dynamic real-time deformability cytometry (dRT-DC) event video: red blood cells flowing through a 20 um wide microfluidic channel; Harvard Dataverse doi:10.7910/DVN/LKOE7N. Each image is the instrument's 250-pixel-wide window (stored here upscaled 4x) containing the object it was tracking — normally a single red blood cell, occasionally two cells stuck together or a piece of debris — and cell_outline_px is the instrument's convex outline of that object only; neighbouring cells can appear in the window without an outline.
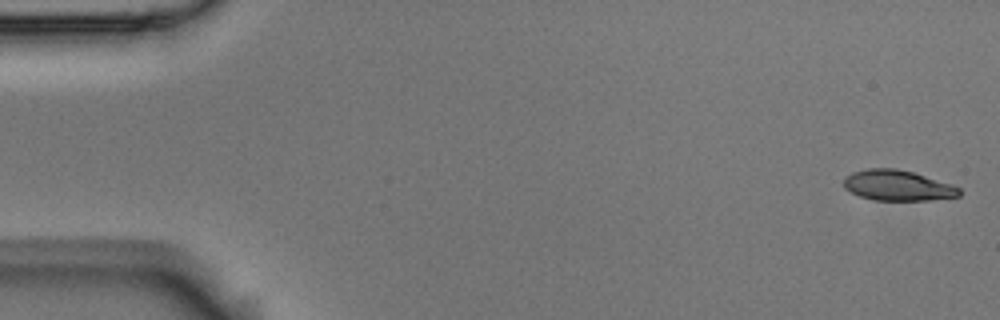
{"species": "Egyptian fruit bat (a non-hibernating species)", "species_latin": "Rousettus aegyptiacus", "temperature_condition": "room temperature", "stored_images_in_passage": 4, "camera_frame_rate_fps": 3000, "um_per_image_px": 0.085, "animal": {"sex": "male"}, "frame": {"image": 1, "passage_image": 1, "time_ms": 0.0, "image_size_px": [1000, 320], "cell_outline_px": [[960, 196], [928, 200], [872, 200], [860, 196], [844, 188], [844, 176], [852, 172], [868, 168], [896, 168], [912, 172], [952, 184], [960, 188]], "centroid_in_image_um": [76.28, 15.76], "position_along_channel_um": 8.7, "area_um2": 20.52}}